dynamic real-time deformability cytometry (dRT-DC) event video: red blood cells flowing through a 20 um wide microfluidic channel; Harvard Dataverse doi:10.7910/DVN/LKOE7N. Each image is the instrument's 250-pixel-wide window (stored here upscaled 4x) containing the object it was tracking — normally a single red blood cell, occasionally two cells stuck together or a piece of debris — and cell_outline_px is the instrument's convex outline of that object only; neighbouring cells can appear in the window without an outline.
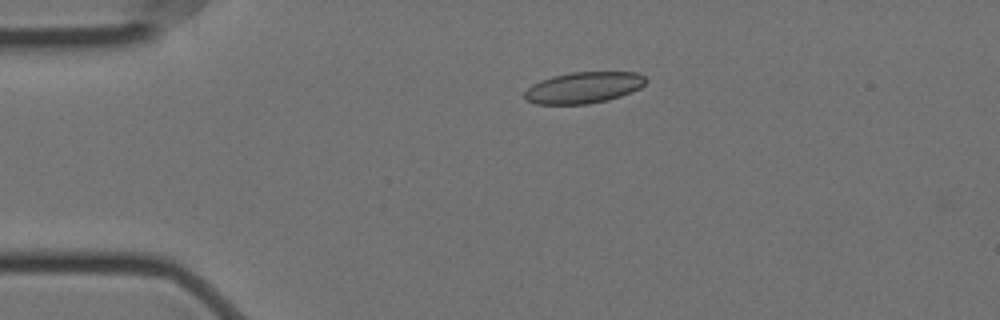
{"species": "Egyptian fruit bat (a non-hibernating species)", "species_latin": "Rousettus aegyptiacus", "temperature_condition": "cold", "stored_images_in_passage": 5, "camera_frame_rate_fps": 3000, "um_per_image_px": 0.085, "animal": {"sex": "female"}, "frame": {"image": 1, "passage_image": 4, "time_ms": 1.0, "image_size_px": [1000, 320], "cell_outline_px": [[648, 80], [640, 88], [632, 92], [608, 100], [588, 104], [536, 104], [528, 100], [524, 96], [524, 92], [532, 84], [540, 80], [552, 76], [572, 72], [636, 72], [644, 76]], "centroid_in_image_um": [49.62, 7.44], "position_along_channel_um": 35.4, "area_um2": 22.14}}